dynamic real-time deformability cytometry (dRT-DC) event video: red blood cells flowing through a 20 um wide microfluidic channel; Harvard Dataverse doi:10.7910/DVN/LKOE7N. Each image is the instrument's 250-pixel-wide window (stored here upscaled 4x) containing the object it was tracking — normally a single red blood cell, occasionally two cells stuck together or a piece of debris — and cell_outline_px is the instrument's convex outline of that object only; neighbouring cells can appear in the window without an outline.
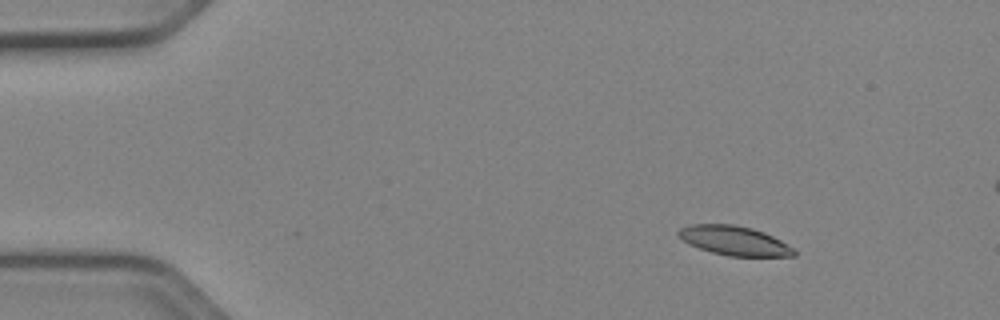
{"species": "Egyptian fruit bat (a non-hibernating species)", "species_latin": "Rousettus aegyptiacus", "temperature_condition": "cold", "stored_images_in_passage": 47, "camera_frame_rate_fps": 3000, "um_per_image_px": 0.085, "animal": {"sex": "female"}, "frame": {"image": 1, "passage_image": 1, "time_ms": 0.0, "image_size_px": [1000, 320], "cell_outline_px": [[796, 256], [728, 256], [712, 252], [688, 244], [676, 232], [680, 228], [692, 224], [732, 224], [752, 228], [764, 232], [780, 240], [792, 248], [796, 252]], "centroid_in_image_um": [62.41, 20.45], "position_along_channel_um": 22.6, "area_um2": 19.54}}
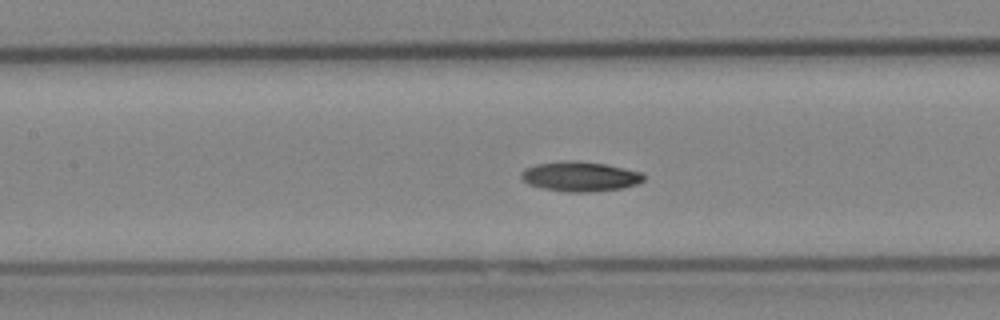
{"frame": {"image": 2, "passage_image": 18, "time_ms": 5.667, "image_size_px": [1000, 320], "cell_outline_px": [[644, 180], [636, 184], [620, 188], [592, 192], [568, 192], [544, 188], [528, 184], [520, 176], [520, 172], [524, 168], [536, 164], [560, 160], [580, 160], [608, 164], [640, 172], [644, 176]], "centroid_in_image_um": [49.27, 14.98], "position_along_channel_um": 158.1, "area_um2": 21.44}}
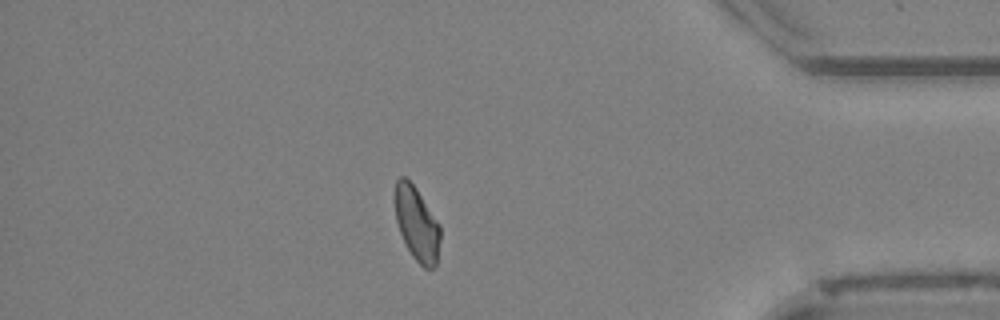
{"frame": {"image": 3, "passage_image": 39, "time_ms": 12.667, "image_size_px": [1000, 320], "cell_outline_px": [[440, 240], [436, 264], [432, 268], [424, 268], [412, 256], [400, 232], [396, 220], [396, 180], [400, 176], [404, 176], [416, 188], [440, 224]], "centroid_in_image_um": [35.45, 19.03], "position_along_channel_um": 399.8, "area_um2": 19.13}}